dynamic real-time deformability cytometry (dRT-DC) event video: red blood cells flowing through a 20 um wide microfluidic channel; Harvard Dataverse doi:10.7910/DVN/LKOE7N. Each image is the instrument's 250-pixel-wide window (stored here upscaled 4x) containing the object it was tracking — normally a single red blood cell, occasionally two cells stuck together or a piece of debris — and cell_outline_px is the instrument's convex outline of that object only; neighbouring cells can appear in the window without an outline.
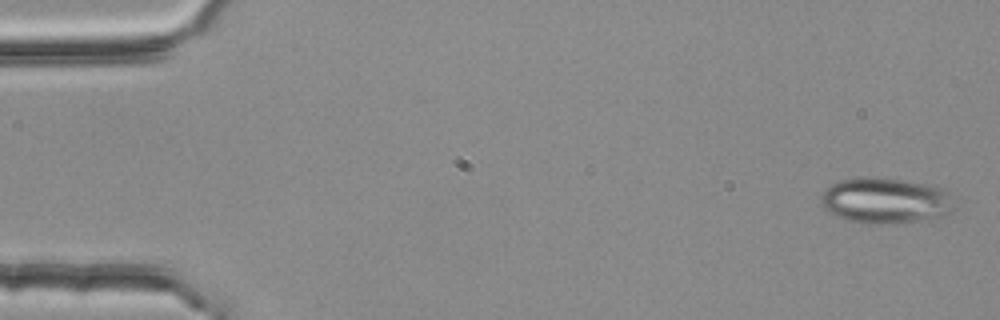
{"species": "common noctule bat (a hibernating species)", "species_latin": "Nyctalus noctula", "temperature_condition": "room temperature", "stored_images_in_passage": 4, "camera_frame_rate_fps": 3000, "um_per_image_px": 0.085, "animal": {"sex": "female", "body_mass_g": 25.1}, "frame": {"image": 1, "passage_image": 1, "time_ms": 0.0, "image_size_px": [1000, 320], "cell_outline_px": [[960, 208], [952, 212], [940, 216], [920, 220], [892, 224], [868, 224], [848, 220], [836, 216], [824, 208], [820, 200], [820, 196], [832, 184], [840, 180], [868, 176], [904, 180], [936, 184]], "centroid_in_image_um": [75.3, 17.05], "position_along_channel_um": 9.7, "area_um2": 35.84}}